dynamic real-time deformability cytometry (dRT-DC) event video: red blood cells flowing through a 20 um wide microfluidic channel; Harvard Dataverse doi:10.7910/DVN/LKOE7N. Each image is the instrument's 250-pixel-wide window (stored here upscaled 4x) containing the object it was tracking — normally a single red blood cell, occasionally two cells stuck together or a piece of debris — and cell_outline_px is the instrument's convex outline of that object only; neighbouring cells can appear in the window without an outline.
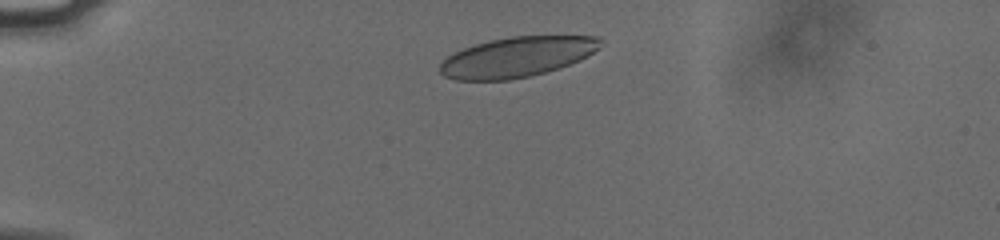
{"species": "human", "species_latin": "Homo sapiens", "temperature_condition": "cold", "stored_images_in_passage": 38, "camera_frame_rate_fps": 3000, "um_per_image_px": 0.085, "donor": {"sex": "male"}, "frame": {"image": 1, "passage_image": 1, "time_ms": 0.0, "image_size_px": [1000, 240], "cell_outline_px": [[604, 44], [600, 48], [580, 60], [560, 68], [528, 76], [508, 80], [456, 80], [444, 76], [440, 72], [440, 64], [448, 56], [464, 48], [476, 44], [492, 40], [512, 36], [604, 36]], "centroid_in_image_um": [44.01, 4.83], "position_along_channel_um": 41.0, "area_um2": 37.51}}
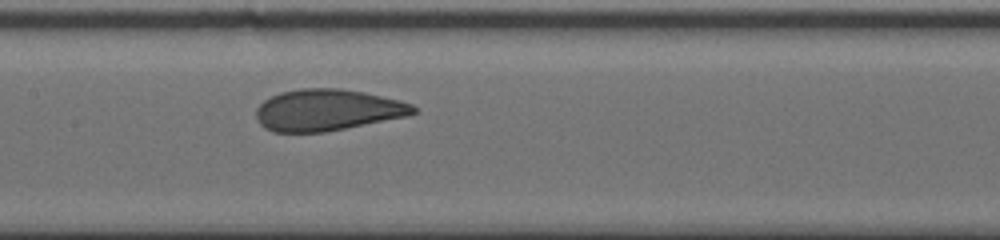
{"frame": {"image": 2, "passage_image": 16, "time_ms": 5.0, "image_size_px": [1000, 240], "cell_outline_px": [[416, 112], [404, 116], [324, 132], [272, 132], [264, 128], [260, 124], [256, 116], [256, 108], [264, 100], [280, 92], [300, 88], [340, 88], [364, 92], [400, 100], [412, 104], [416, 108]], "centroid_in_image_um": [27.78, 9.34], "position_along_channel_um": 179.6, "area_um2": 37.74}}
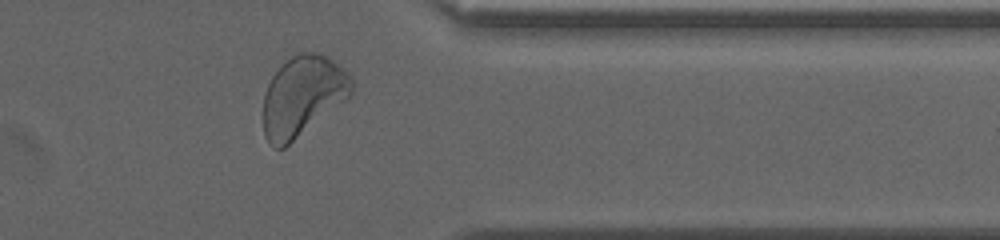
{"frame": {"image": 3, "passage_image": 33, "time_ms": 10.667, "image_size_px": [1000, 240], "cell_outline_px": [[352, 96], [284, 148], [272, 148], [264, 136], [264, 96], [268, 84], [272, 76], [292, 56], [300, 52], [312, 52], [324, 56], [332, 60], [344, 68], [352, 76]], "centroid_in_image_um": [25.75, 8.19], "position_along_channel_um": 385.7, "area_um2": 41.15}, "authors_computed_cell_mechanics": {"area_um2": 38.6971, "velocity_mm_per_s": 3.7521, "shape_relaxation_time_tau1_ms": 4.1014, "shape_relaxation_time_tau2_ms": null, "deformation_change_tau1": 0.1476, "deformation_change_tau2": null}}